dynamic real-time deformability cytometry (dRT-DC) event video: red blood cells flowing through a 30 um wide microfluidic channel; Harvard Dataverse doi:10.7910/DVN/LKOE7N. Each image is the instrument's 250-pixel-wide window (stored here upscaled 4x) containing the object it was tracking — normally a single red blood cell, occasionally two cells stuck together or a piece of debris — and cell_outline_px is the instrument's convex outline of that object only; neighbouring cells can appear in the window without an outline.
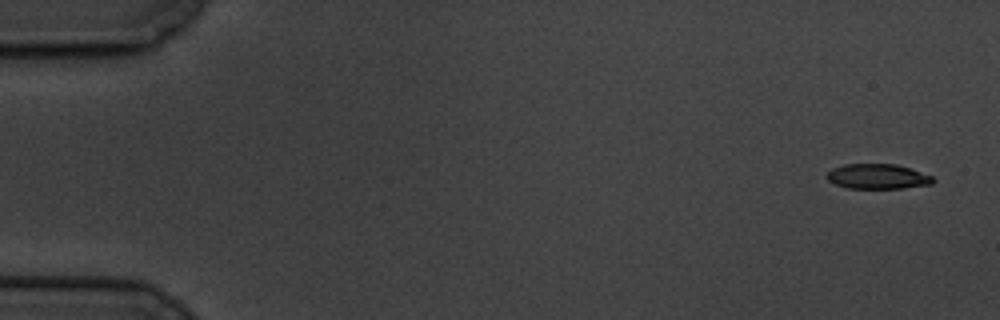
{"species": "common noctule bat (a hibernating species)", "species_latin": "Nyctalus noctula", "temperature_condition": "cold", "stored_images_in_passage": 8, "camera_frame_rate_fps": 3000, "um_per_image_px": 0.085, "animal": {"sex": "male", "body_mass_g": 19.5, "forearm_length_mm": 54.6}, "frame": {"image": 1, "passage_image": 1, "time_ms": 0.0, "image_size_px": [1000, 320], "cell_outline_px": [[936, 180], [932, 184], [904, 188], [848, 188], [836, 184], [828, 180], [828, 172], [832, 168], [844, 164], [896, 164], [932, 176]], "centroid_in_image_um": [74.61, 15.0], "position_along_channel_um": 10.4, "area_um2": 15.32}}
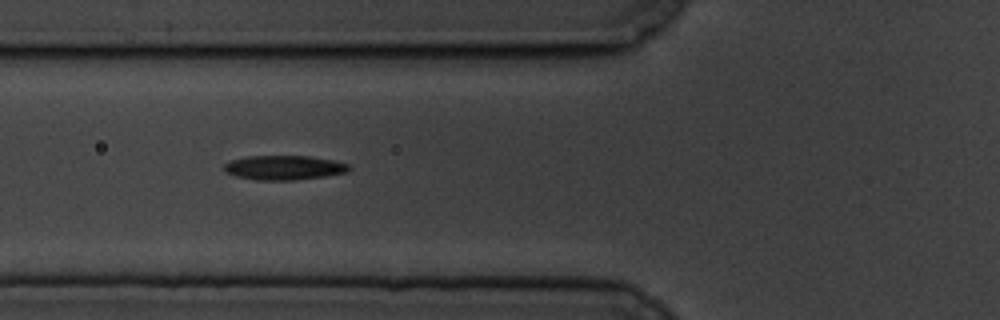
{"frame": {"image": 2, "passage_image": 6, "time_ms": 6.667, "image_size_px": [1000, 320], "cell_outline_px": [[352, 168], [348, 172], [324, 176], [292, 180], [256, 180], [236, 176], [224, 172], [224, 164], [228, 160], [248, 156], [308, 156], [332, 160], [348, 164]], "centroid_in_image_um": [24.11, 14.24], "position_along_channel_um": 101.7, "area_um2": 17.8}}
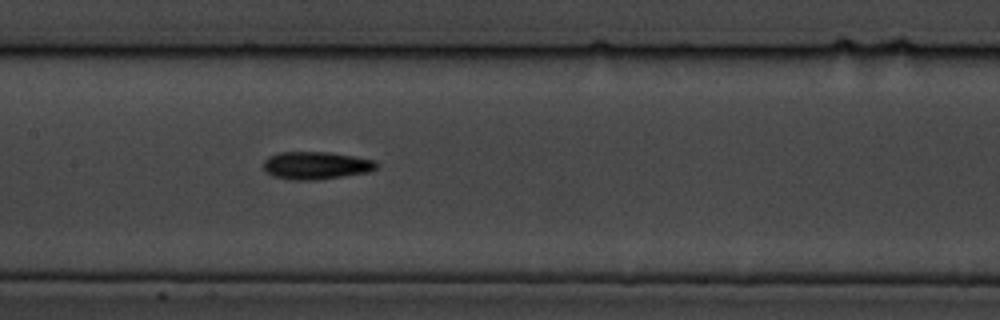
{"frame": {"image": 3, "passage_image": 8, "time_ms": 9.0, "image_size_px": [1000, 320], "cell_outline_px": [[376, 168], [368, 172], [316, 180], [292, 180], [272, 176], [264, 168], [264, 160], [268, 156], [280, 152], [332, 152], [372, 160], [376, 164]], "centroid_in_image_um": [26.81, 14.06], "position_along_channel_um": 180.6, "area_um2": 18.03}}